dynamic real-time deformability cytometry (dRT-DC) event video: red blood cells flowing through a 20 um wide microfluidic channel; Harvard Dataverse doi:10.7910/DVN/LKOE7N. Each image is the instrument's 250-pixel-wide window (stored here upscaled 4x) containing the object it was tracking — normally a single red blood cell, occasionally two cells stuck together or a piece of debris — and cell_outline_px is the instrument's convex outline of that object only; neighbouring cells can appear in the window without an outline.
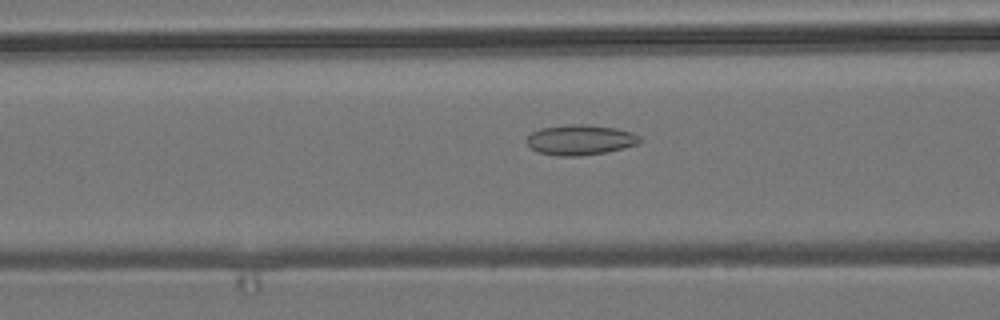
{"species": "common noctule bat (a hibernating species)", "species_latin": "Nyctalus noctula", "temperature_condition": "room temperature", "stored_images_in_passage": 53, "camera_frame_rate_fps": 3000, "um_per_image_px": 0.085, "animal": {"sex": "male", "body_mass_g": 19.2, "forearm_length_mm": 51.8}, "frame": {"image": 1, "passage_image": 21, "time_ms": 6.667, "image_size_px": [1000, 320], "cell_outline_px": [[640, 140], [636, 144], [624, 148], [608, 152], [580, 156], [556, 156], [536, 152], [524, 140], [532, 132], [540, 128], [568, 124], [584, 124], [616, 128], [632, 132], [640, 136]], "centroid_in_image_um": [49.29, 11.89], "position_along_channel_um": 117.3, "area_um2": 20.11}}
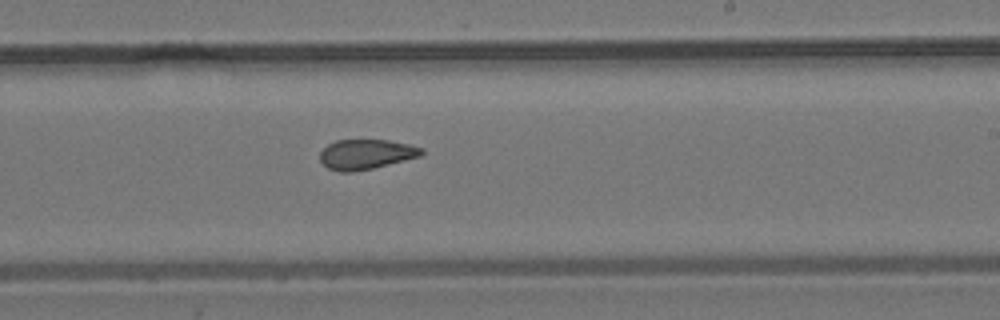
{"frame": {"image": 2, "passage_image": 32, "time_ms": 10.333, "image_size_px": [1000, 320], "cell_outline_px": [[424, 152], [420, 156], [372, 168], [352, 172], [340, 172], [328, 168], [320, 160], [320, 152], [328, 144], [336, 140], [388, 140], [408, 144], [424, 148]], "centroid_in_image_um": [31.1, 13.11], "position_along_channel_um": 257.9, "area_um2": 17.57}}
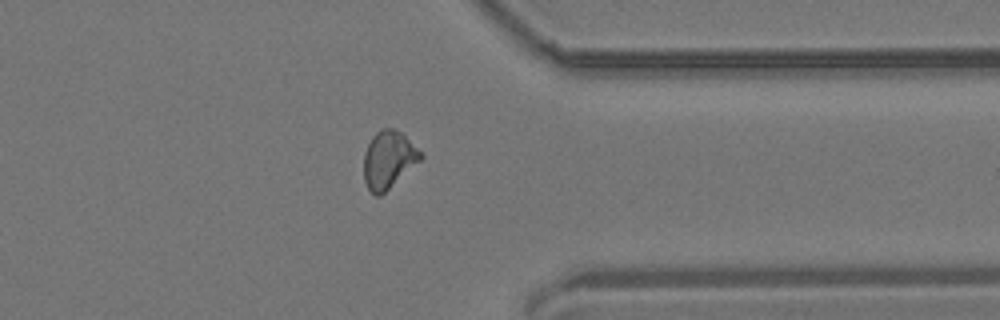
{"frame": {"image": 3, "passage_image": 42, "time_ms": 13.667, "image_size_px": [1000, 320], "cell_outline_px": [[424, 156], [420, 160], [380, 196], [376, 196], [368, 188], [364, 180], [364, 152], [372, 136], [380, 128], [392, 128], [400, 132]], "centroid_in_image_um": [32.98, 13.56], "position_along_channel_um": 378.4, "area_um2": 18.55}, "authors_computed_cell_mechanics": {"area_um2": 18.8428, "velocity_mm_per_s": 3.8377, "shape_relaxation_time_tau1_ms": null, "shape_relaxation_time_tau2_ms": 2.5224, "deformation_change_tau1": null, "deformation_change_tau2": 0.0957}}